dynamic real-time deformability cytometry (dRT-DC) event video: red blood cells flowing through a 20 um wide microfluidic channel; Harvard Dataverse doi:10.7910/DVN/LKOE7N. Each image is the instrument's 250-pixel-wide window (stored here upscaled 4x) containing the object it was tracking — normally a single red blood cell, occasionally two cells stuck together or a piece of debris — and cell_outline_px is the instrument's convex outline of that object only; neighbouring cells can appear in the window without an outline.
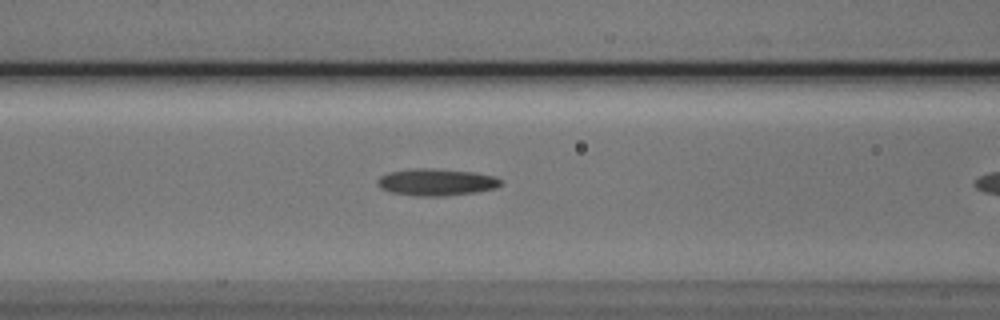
{"species": "Egyptian fruit bat (a non-hibernating species)", "species_latin": "Rousettus aegyptiacus", "temperature_condition": "cold", "stored_images_in_passage": 11, "camera_frame_rate_fps": 3000, "um_per_image_px": 0.085, "animal": {"sex": "male"}, "frame": {"image": 1, "passage_image": 10, "time_ms": 3.0, "image_size_px": [1000, 320], "cell_outline_px": [[504, 184], [496, 188], [476, 192], [444, 196], [416, 196], [392, 192], [380, 188], [376, 184], [376, 180], [380, 176], [388, 172], [416, 168], [432, 168], [476, 172], [496, 176], [504, 180]], "centroid_in_image_um": [37.13, 15.47], "position_along_channel_um": 129.5, "area_um2": 19.71}}